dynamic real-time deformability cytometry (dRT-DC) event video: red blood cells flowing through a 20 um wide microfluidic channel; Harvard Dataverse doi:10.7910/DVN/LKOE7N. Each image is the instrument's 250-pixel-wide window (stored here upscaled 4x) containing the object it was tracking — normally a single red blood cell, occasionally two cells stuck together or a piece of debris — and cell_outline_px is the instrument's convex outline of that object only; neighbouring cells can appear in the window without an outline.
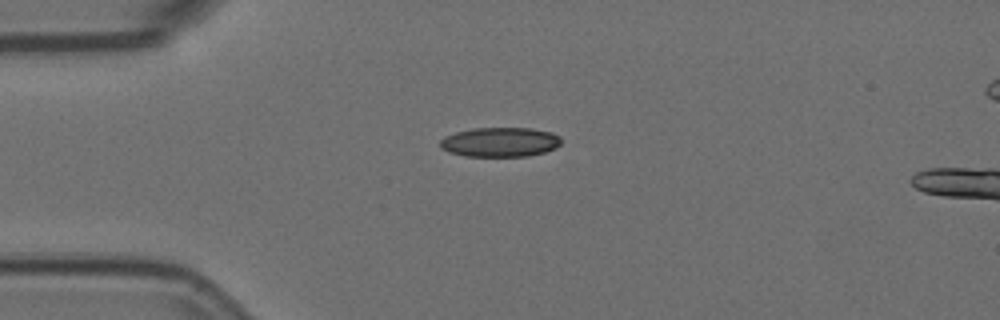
{"species": "Egyptian fruit bat (a non-hibernating species)", "species_latin": "Rousettus aegyptiacus", "temperature_condition": "room temperature", "stored_images_in_passage": 4, "camera_frame_rate_fps": 3000, "um_per_image_px": 0.085, "animal": {"sex": "female"}, "frame": {"image": 1, "passage_image": 2, "time_ms": 0.333, "image_size_px": [1000, 320], "cell_outline_px": [[560, 144], [556, 148], [544, 152], [528, 156], [464, 156], [448, 152], [440, 148], [440, 140], [444, 136], [456, 132], [472, 128], [532, 128], [552, 132], [560, 136]], "centroid_in_image_um": [42.49, 12.07], "position_along_channel_um": 42.5, "area_um2": 20.98}}
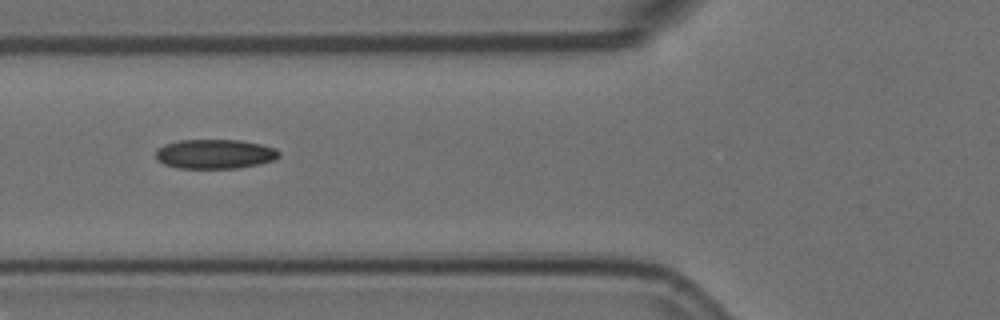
{"frame": {"image": 2, "passage_image": 4, "time_ms": 1.0, "image_size_px": [1000, 320], "cell_outline_px": [[280, 156], [276, 160], [260, 164], [236, 168], [176, 168], [164, 164], [156, 160], [156, 148], [164, 144], [180, 140], [240, 140], [260, 144], [276, 148], [280, 152]], "centroid_in_image_um": [18.26, 13.09], "position_along_channel_um": 107.5, "area_um2": 21.39}}